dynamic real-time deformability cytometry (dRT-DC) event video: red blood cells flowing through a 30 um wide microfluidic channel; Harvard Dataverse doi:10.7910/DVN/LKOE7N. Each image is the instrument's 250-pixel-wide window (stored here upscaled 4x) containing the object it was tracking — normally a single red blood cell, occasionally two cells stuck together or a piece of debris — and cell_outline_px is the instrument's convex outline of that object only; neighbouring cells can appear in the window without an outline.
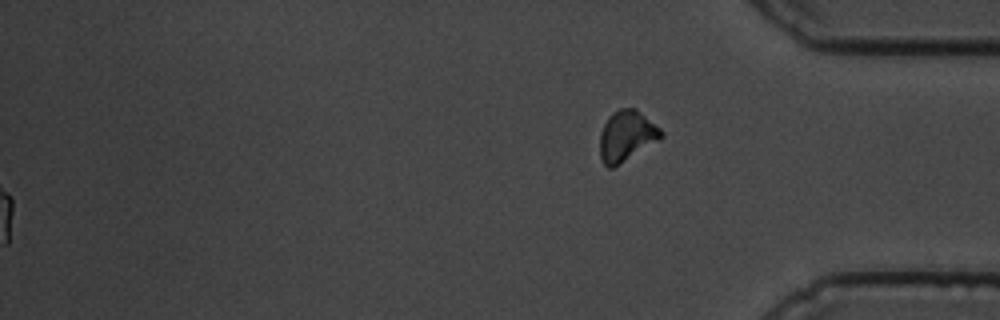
{"species": "common noctule bat (a hibernating species)", "species_latin": "Nyctalus noctula", "temperature_condition": "cold", "stored_images_in_passage": 61, "segment_of_instrument_passage": [2, 2], "camera_frame_rate_fps": 3000, "um_per_image_px": 0.085, "animal": {"sex": "male", "body_mass_g": 19.5, "forearm_length_mm": 54.6}, "frame": {"image": 1, "passage_image": 61, "time_ms": 20.0, "image_size_px": [1000, 320], "cell_outline_px": [[664, 136], [660, 140], [612, 168], [608, 168], [604, 164], [600, 156], [600, 132], [608, 116], [612, 112], [620, 108], [636, 108], [660, 128], [664, 132]], "centroid_in_image_um": [53.26, 11.54], "position_along_channel_um": 381.9, "area_um2": 18.15}}